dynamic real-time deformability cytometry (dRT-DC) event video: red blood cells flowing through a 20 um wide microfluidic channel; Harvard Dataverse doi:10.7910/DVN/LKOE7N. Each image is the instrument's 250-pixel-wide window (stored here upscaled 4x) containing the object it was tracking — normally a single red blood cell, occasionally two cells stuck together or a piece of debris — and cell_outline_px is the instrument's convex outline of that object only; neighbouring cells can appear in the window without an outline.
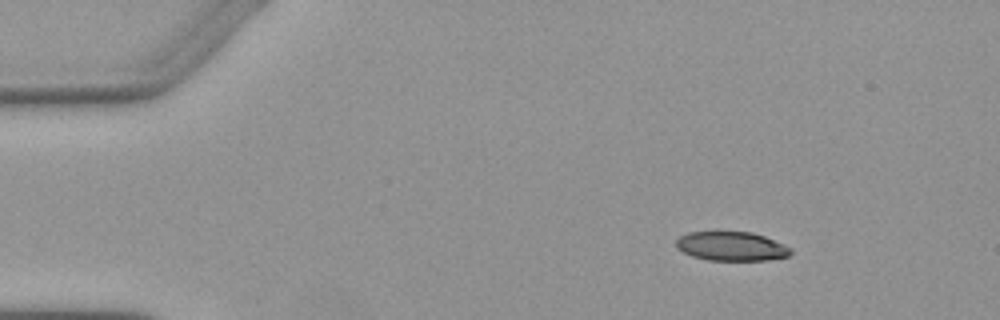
{"species": "Egyptian fruit bat (a non-hibernating species)", "species_latin": "Rousettus aegyptiacus", "temperature_condition": "warm", "stored_images_in_passage": 3, "camera_frame_rate_fps": 3000, "um_per_image_px": 0.085, "animal": {"sex": "female"}, "frame": {"image": 1, "passage_image": 1, "time_ms": 0.0, "image_size_px": [1000, 320], "cell_outline_px": [[792, 252], [788, 256], [768, 260], [708, 260], [692, 256], [676, 248], [676, 240], [680, 236], [688, 232], [716, 228], [752, 232], [764, 236], [784, 244], [792, 248]], "centroid_in_image_um": [62.13, 20.87], "position_along_channel_um": 22.9, "area_um2": 20.35}}